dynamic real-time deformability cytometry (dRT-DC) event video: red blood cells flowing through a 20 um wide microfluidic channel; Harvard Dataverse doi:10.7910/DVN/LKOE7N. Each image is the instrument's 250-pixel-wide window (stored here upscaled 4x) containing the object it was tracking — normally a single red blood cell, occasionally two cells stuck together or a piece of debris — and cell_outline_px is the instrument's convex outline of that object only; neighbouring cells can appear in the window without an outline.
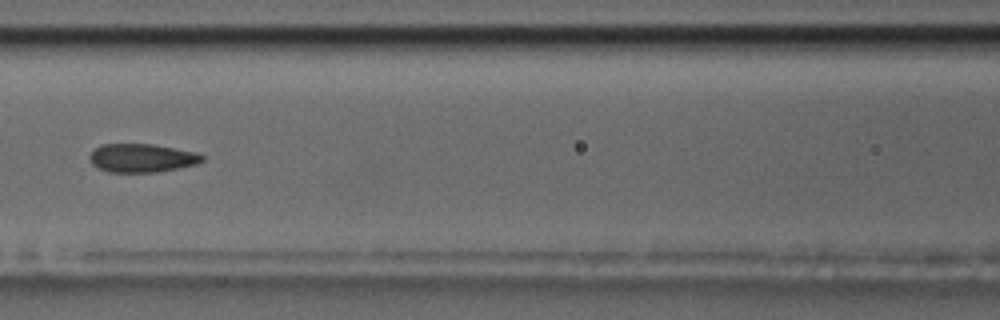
{"species": "common noctule bat (a hibernating species)", "species_latin": "Nyctalus noctula", "temperature_condition": "room temperature", "stored_images_in_passage": 13, "camera_frame_rate_fps": 3000, "um_per_image_px": 0.085, "animal": {"sex": "male", "body_mass_g": 17.5, "forearm_length_mm": 52.3}, "frame": {"image": 1, "passage_image": 6, "time_ms": 6.667, "image_size_px": [1000, 320], "cell_outline_px": [[204, 160], [196, 164], [156, 172], [108, 172], [92, 164], [92, 152], [100, 144], [152, 144], [196, 152], [204, 156]], "centroid_in_image_um": [12.08, 13.42], "position_along_channel_um": 154.5, "area_um2": 18.38}}
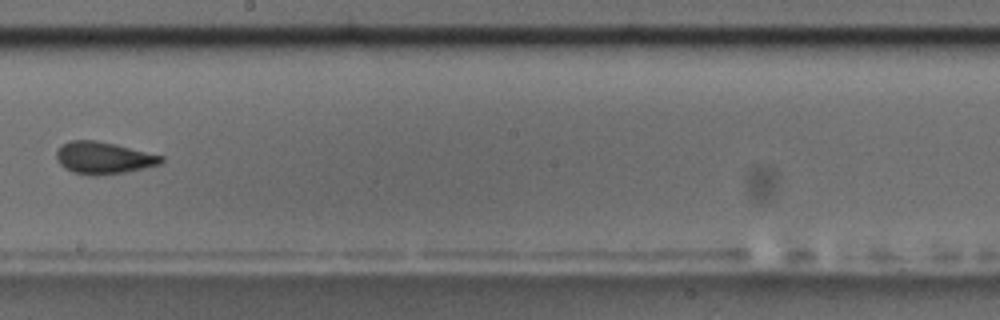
{"frame": {"image": 2, "passage_image": 8, "time_ms": 9.0, "image_size_px": [1000, 320], "cell_outline_px": [[164, 160], [160, 164], [144, 168], [124, 172], [96, 176], [72, 172], [64, 168], [56, 160], [56, 152], [68, 140], [96, 140], [116, 144], [164, 156]], "centroid_in_image_um": [8.79, 13.42], "position_along_channel_um": 239.4, "area_um2": 19.59}}